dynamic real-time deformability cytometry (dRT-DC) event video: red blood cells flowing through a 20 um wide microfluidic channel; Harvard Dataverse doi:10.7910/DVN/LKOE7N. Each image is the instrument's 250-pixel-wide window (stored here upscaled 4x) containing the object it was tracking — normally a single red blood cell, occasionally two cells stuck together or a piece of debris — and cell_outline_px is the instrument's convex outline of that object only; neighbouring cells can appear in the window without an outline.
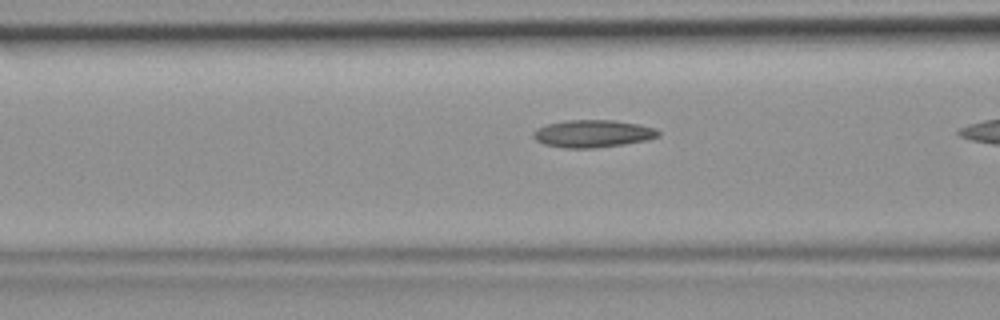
{"species": "common noctule bat (a hibernating species)", "species_latin": "Nyctalus noctula", "temperature_condition": "room temperature", "stored_images_in_passage": 11, "camera_frame_rate_fps": 3000, "um_per_image_px": 0.085, "animal": {"sex": "female", "body_mass_g": 19.9}, "frame": {"image": 1, "passage_image": 10, "time_ms": 3.0, "image_size_px": [1000, 320], "cell_outline_px": [[660, 136], [648, 140], [624, 144], [596, 148], [564, 148], [544, 144], [536, 140], [532, 136], [532, 132], [536, 128], [548, 124], [568, 120], [616, 120], [656, 128], [660, 132]], "centroid_in_image_um": [50.39, 11.36], "position_along_channel_um": 116.2, "area_um2": 20.11}}